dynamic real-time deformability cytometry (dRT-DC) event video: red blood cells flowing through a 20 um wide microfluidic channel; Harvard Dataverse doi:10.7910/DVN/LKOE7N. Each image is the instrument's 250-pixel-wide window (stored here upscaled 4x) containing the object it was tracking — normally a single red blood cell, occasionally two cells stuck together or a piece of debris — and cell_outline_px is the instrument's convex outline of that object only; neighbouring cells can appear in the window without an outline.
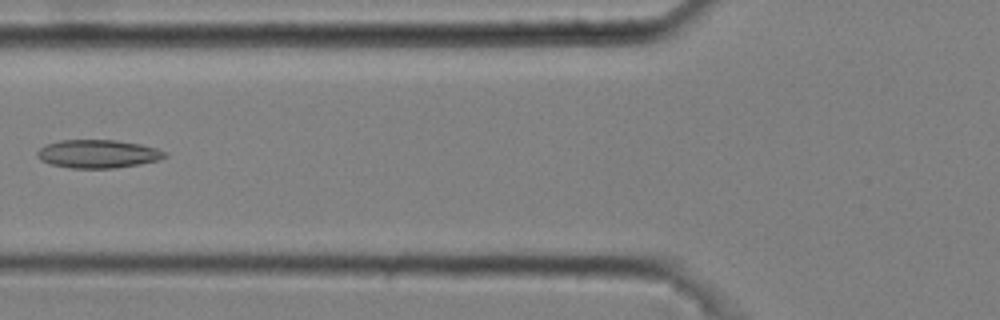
{"species": "common noctule bat (a hibernating species)", "species_latin": "Nyctalus noctula", "temperature_condition": "cold", "stored_images_in_passage": 10, "camera_frame_rate_fps": 3000, "um_per_image_px": 0.085, "animal": {"sex": "male", "body_mass_g": 20.4}, "frame": {"image": 1, "passage_image": 6, "time_ms": 1.667, "image_size_px": [1000, 320], "cell_outline_px": [[168, 156], [156, 160], [140, 164], [112, 168], [72, 168], [52, 164], [40, 160], [36, 156], [36, 152], [44, 144], [60, 140], [116, 140], [140, 144], [156, 148], [168, 152]], "centroid_in_image_um": [8.31, 13.07], "position_along_channel_um": 117.5, "area_um2": 21.04}}
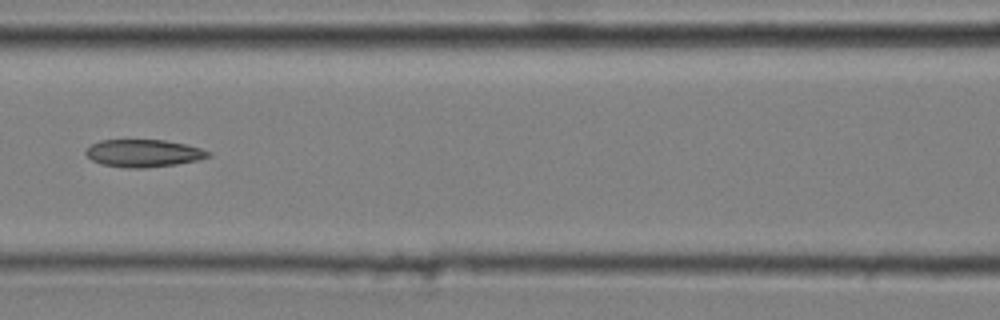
{"frame": {"image": 2, "passage_image": 7, "time_ms": 2.0, "image_size_px": [1000, 320], "cell_outline_px": [[212, 156], [196, 160], [176, 164], [144, 168], [128, 168], [100, 164], [92, 160], [84, 152], [92, 144], [100, 140], [164, 140], [184, 144], [200, 148], [212, 152]], "centroid_in_image_um": [12.2, 13.02], "position_along_channel_um": 154.4, "area_um2": 19.54}}